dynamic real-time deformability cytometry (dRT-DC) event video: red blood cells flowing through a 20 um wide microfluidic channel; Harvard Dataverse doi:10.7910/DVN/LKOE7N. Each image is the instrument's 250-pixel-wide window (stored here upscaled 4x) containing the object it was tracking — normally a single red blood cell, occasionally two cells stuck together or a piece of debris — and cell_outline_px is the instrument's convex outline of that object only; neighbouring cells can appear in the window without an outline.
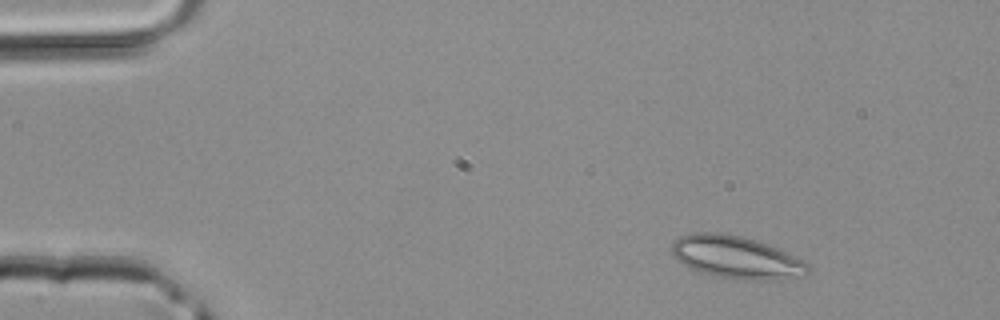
{"species": "common noctule bat (a hibernating species)", "species_latin": "Nyctalus noctula", "temperature_condition": "room temperature", "stored_images_in_passage": 3, "camera_frame_rate_fps": 3000, "um_per_image_px": 0.085, "animal": {"sex": "male", "body_mass_g": 20.4}, "frame": {"image": 1, "passage_image": 1, "time_ms": 0.0, "image_size_px": [1000, 320], "cell_outline_px": [[808, 272], [784, 280], [744, 280], [720, 276], [704, 272], [692, 268], [676, 260], [672, 256], [672, 244], [680, 236], [692, 232], [720, 232], [740, 236], [756, 240], [768, 244], [804, 260], [808, 264]], "centroid_in_image_um": [62.58, 21.85], "position_along_channel_um": 22.4, "area_um2": 33.52}}